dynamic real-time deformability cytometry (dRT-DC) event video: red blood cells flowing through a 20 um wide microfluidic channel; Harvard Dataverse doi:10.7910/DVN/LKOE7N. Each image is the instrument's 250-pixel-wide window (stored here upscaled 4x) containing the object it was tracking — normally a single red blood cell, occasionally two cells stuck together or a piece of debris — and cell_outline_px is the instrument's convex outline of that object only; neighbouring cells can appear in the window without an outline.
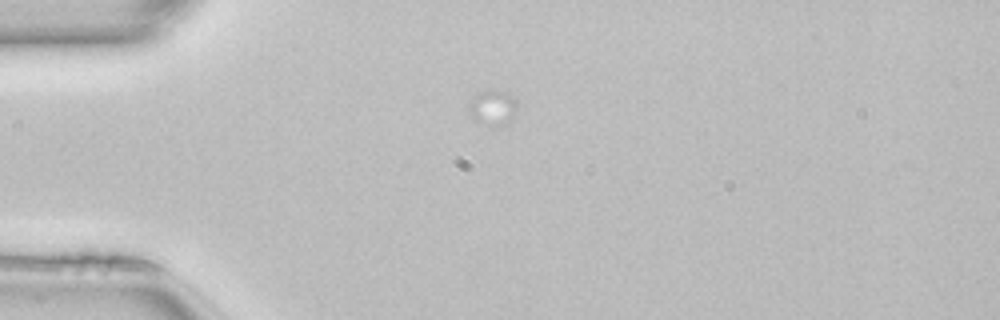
{"species": "common noctule bat (a hibernating species)", "species_latin": "Nyctalus noctula", "temperature_condition": "room temperature", "stored_images_in_passage": 4, "camera_frame_rate_fps": 3000, "um_per_image_px": 0.085, "animal": {"sex": "female", "body_mass_g": 22.7, "forearm_length_mm": 54.2}, "frame": {"image": 1, "passage_image": 1, "time_ms": 0.0, "image_size_px": [1000, 320], "cell_outline_px": [[520, 104], [512, 120], [508, 124], [492, 128], [488, 128], [468, 116], [468, 104], [472, 96], [476, 92], [488, 88], [508, 92]], "centroid_in_image_um": [41.87, 9.16], "position_along_channel_um": 43.1, "area_um2": 10.98}}